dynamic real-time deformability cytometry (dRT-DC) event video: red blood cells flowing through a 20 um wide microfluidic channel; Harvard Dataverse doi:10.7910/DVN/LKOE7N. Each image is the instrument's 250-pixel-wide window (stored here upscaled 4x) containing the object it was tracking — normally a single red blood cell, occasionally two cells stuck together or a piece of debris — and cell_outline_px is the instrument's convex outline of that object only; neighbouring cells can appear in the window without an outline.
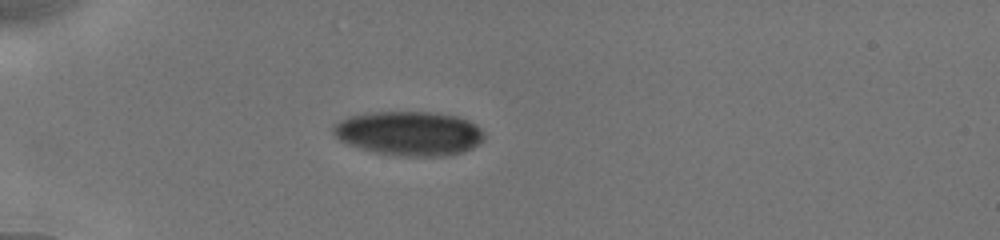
{"species": "human", "species_latin": "Homo sapiens", "temperature_condition": "cold", "stored_images_in_passage": 11, "camera_frame_rate_fps": 3000, "um_per_image_px": 0.085, "donor": {"sex": "male"}, "frame": {"image": 1, "passage_image": 1, "time_ms": 0.0, "image_size_px": [1000, 240], "cell_outline_px": [[484, 140], [472, 148], [464, 152], [444, 156], [404, 156], [376, 152], [360, 148], [348, 144], [340, 140], [332, 132], [332, 124], [348, 116], [368, 112], [428, 112], [456, 116], [468, 120], [476, 124], [484, 132]], "centroid_in_image_um": [34.77, 11.33], "position_along_channel_um": 50.2, "area_um2": 39.07}}
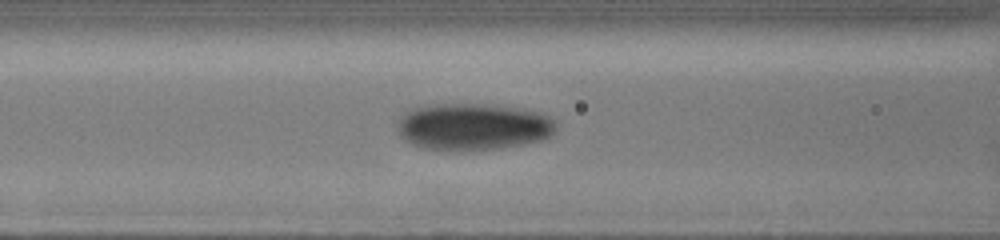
{"frame": {"image": 2, "passage_image": 8, "time_ms": 2.667, "image_size_px": [1000, 240], "cell_outline_px": [[556, 132], [540, 140], [524, 144], [500, 148], [420, 148], [404, 140], [400, 136], [396, 128], [404, 112], [416, 108], [436, 104], [476, 104], [520, 108], [540, 112], [556, 120]], "centroid_in_image_um": [40.24, 10.74], "position_along_channel_um": 126.4, "area_um2": 42.6}}
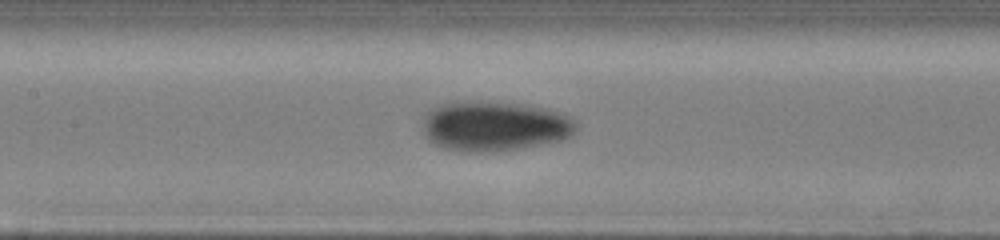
{"frame": {"image": 3, "passage_image": 10, "time_ms": 3.667, "image_size_px": [1000, 240], "cell_outline_px": [[576, 132], [572, 136], [564, 140], [520, 148], [484, 152], [468, 152], [444, 148], [428, 140], [424, 132], [424, 112], [440, 104], [452, 100], [480, 100], [524, 104], [548, 108], [564, 112], [572, 116], [576, 120]], "centroid_in_image_um": [42.07, 10.68], "position_along_channel_um": 165.3, "area_um2": 45.72}}